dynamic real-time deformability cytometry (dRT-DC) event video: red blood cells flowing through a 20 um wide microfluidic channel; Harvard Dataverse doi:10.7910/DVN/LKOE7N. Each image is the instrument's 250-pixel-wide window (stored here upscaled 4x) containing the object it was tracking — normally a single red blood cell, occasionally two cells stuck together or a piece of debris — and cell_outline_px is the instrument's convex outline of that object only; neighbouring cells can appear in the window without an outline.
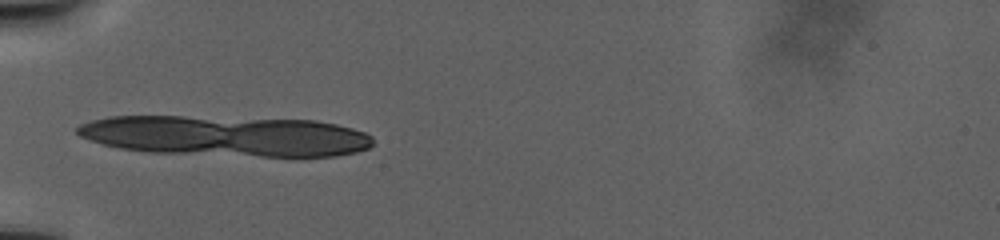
{"species": "human", "species_latin": "Homo sapiens", "temperature_condition": "warm", "stored_images_in_passage": 2, "camera_frame_rate_fps": 3000, "um_per_image_px": 0.085, "donor": {"sex": "male"}, "frame": {"image": 1, "passage_image": 1, "time_ms": 0.0, "image_size_px": [1000, 240], "cell_outline_px": [[372, 144], [368, 148], [356, 152], [336, 156], [260, 156], [148, 152], [120, 148], [88, 140], [80, 136], [76, 132], [76, 128], [80, 124], [92, 120], [108, 116], [184, 116], [316, 120], [336, 124], [352, 128], [364, 132], [372, 136]], "centroid_in_image_um": [19.17, 11.54], "position_along_channel_um": 65.8, "area_um2": 69.94}}